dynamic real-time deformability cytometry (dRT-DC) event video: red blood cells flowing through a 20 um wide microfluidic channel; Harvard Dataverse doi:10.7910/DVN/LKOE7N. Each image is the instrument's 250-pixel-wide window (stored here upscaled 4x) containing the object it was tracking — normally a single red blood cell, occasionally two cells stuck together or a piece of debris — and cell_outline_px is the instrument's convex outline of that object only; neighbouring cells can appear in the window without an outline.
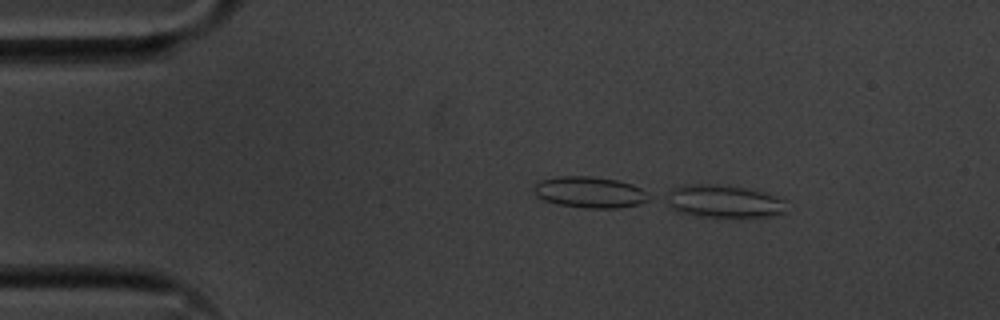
{"species": "common noctule bat (a hibernating species)", "species_latin": "Nyctalus noctula", "temperature_condition": "cold", "stored_images_in_passage": 8, "camera_frame_rate_fps": 3000, "um_per_image_px": 0.085, "animal": {"sex": "male", "body_mass_g": 20.1, "forearm_length_mm": 53.5}, "frame": {"image": 1, "passage_image": 8, "time_ms": 2.333, "image_size_px": [1000, 320], "cell_outline_px": [[784, 212], [772, 216], [744, 220], [700, 216], [676, 212], [660, 200], [660, 196], [672, 188], [680, 184], [716, 184], [744, 188], [764, 192], [776, 196], [784, 200]], "centroid_in_image_um": [61.39, 17.15], "position_along_channel_um": 23.6, "area_um2": 24.28}}